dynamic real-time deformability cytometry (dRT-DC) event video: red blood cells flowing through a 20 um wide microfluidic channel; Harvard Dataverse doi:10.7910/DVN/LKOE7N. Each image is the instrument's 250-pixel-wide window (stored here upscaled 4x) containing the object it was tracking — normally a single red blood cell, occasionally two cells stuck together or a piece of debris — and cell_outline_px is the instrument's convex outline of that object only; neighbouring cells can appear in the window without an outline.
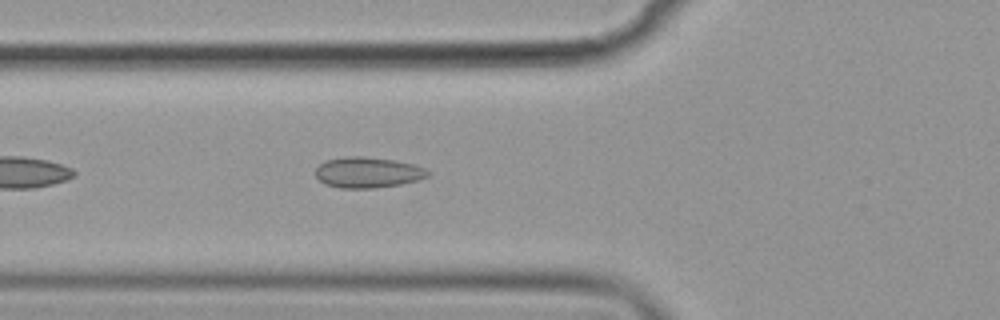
{"species": "common noctule bat (a hibernating species)", "species_latin": "Nyctalus noctula", "temperature_condition": "cold", "stored_images_in_passage": 42, "camera_frame_rate_fps": 3000, "um_per_image_px": 0.085, "animal": {"sex": "female", "body_mass_g": 19.9}, "frame": {"image": 1, "passage_image": 7, "time_ms": 2.0, "image_size_px": [1000, 320], "cell_outline_px": [[432, 172], [428, 176], [416, 180], [400, 184], [372, 188], [340, 188], [324, 184], [316, 176], [316, 168], [320, 164], [328, 160], [348, 156], [364, 156], [392, 160], [412, 164], [424, 168]], "centroid_in_image_um": [31.25, 14.66], "position_along_channel_um": 94.5, "area_um2": 19.88}}
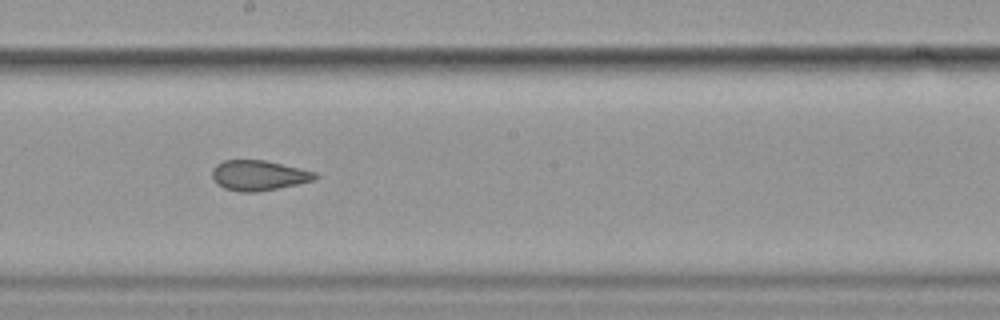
{"frame": {"image": 2, "passage_image": 18, "time_ms": 5.667, "image_size_px": [1000, 320], "cell_outline_px": [[320, 176], [312, 180], [296, 184], [256, 192], [240, 192], [224, 188], [216, 184], [212, 176], [212, 168], [216, 164], [224, 160], [264, 160], [316, 172]], "centroid_in_image_um": [21.94, 14.9], "position_along_channel_um": 226.3, "area_um2": 17.98}}
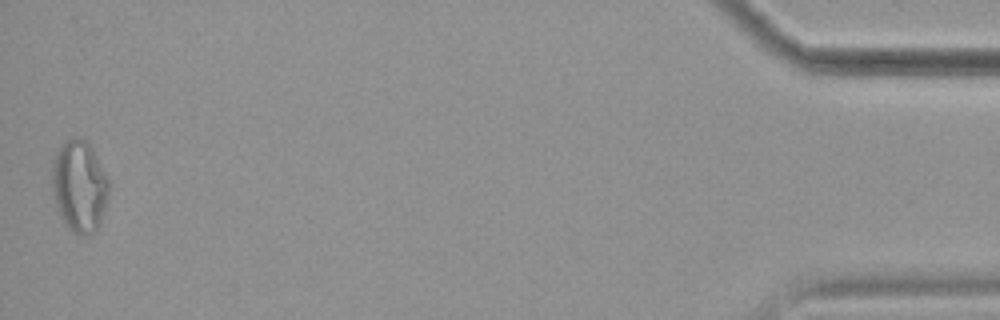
{"frame": {"image": 3, "passage_image": 42, "time_ms": 13.667, "image_size_px": [1000, 320], "cell_outline_px": [[108, 196], [100, 224], [96, 232], [88, 236], [80, 236], [72, 232], [64, 224], [60, 216], [56, 204], [52, 188], [52, 164], [56, 152], [68, 140], [76, 136], [84, 140], [92, 148], [108, 180]], "centroid_in_image_um": [6.74, 15.89], "position_along_channel_um": 428.5, "area_um2": 30.23}, "authors_computed_cell_mechanics": {"area_um2": 19.7098, "velocity_mm_per_s": 3.5843, "shape_relaxation_time_tau1_ms": null, "shape_relaxation_time_tau2_ms": 2.3169, "deformation_change_tau1": null, "deformation_change_tau2": 0.0729}}